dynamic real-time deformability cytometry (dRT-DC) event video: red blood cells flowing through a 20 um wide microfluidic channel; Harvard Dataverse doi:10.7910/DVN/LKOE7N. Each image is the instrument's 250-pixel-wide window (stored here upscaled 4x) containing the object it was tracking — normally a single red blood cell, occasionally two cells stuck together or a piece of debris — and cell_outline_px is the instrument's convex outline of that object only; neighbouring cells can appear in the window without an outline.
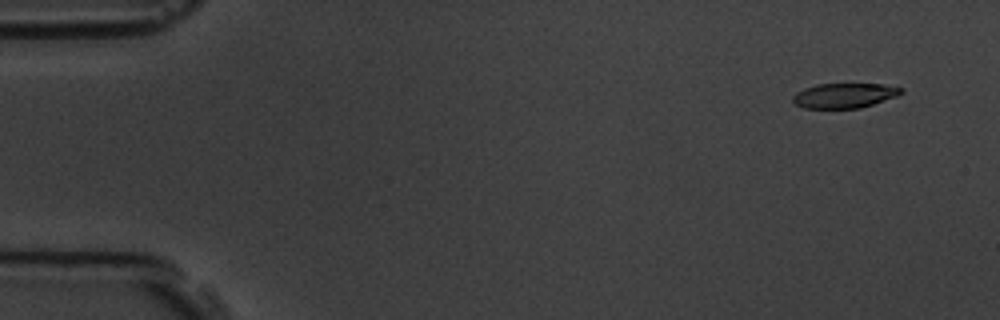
{"species": "common noctule bat (a hibernating species)", "species_latin": "Nyctalus noctula", "temperature_condition": "room temperature", "stored_images_in_passage": 7, "camera_frame_rate_fps": 3000, "um_per_image_px": 0.085, "animal": {"sex": "male", "body_mass_g": 19.5, "forearm_length_mm": 54.6}, "frame": {"image": 1, "passage_image": 1, "time_ms": 0.0, "image_size_px": [1000, 320], "cell_outline_px": [[904, 92], [896, 96], [860, 108], [804, 108], [796, 104], [792, 100], [792, 96], [796, 92], [804, 88], [816, 84], [884, 84], [904, 88]], "centroid_in_image_um": [71.76, 8.11], "position_along_channel_um": 13.2, "area_um2": 15.66}}
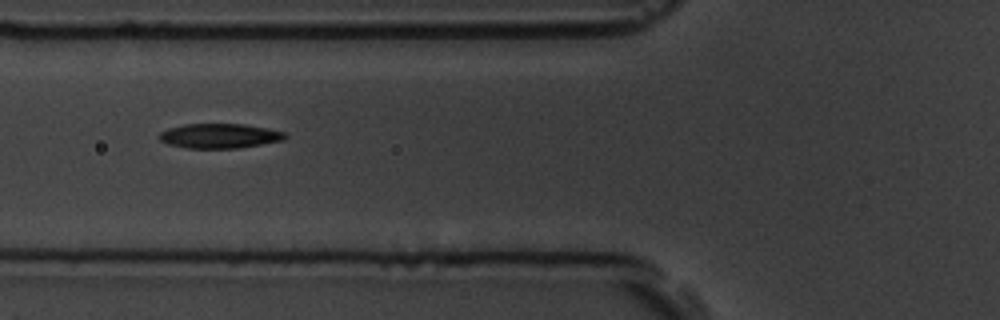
{"frame": {"image": 2, "passage_image": 6, "time_ms": 5.667, "image_size_px": [1000, 320], "cell_outline_px": [[288, 136], [284, 140], [240, 148], [188, 148], [168, 144], [160, 140], [156, 136], [160, 132], [168, 128], [184, 124], [244, 124], [268, 128], [284, 132]], "centroid_in_image_um": [18.66, 11.55], "position_along_channel_um": 107.1, "area_um2": 18.21}}
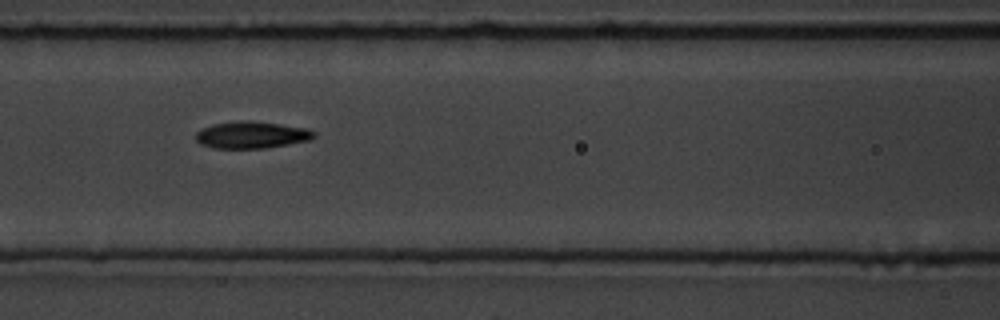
{"frame": {"image": 3, "passage_image": 7, "time_ms": 6.667, "image_size_px": [1000, 320], "cell_outline_px": [[316, 136], [308, 140], [288, 144], [264, 148], [212, 148], [200, 144], [196, 140], [196, 132], [200, 128], [212, 124], [240, 120], [248, 120], [280, 124], [308, 128], [316, 132]], "centroid_in_image_um": [21.36, 11.46], "position_along_channel_um": 145.2, "area_um2": 18.67}}